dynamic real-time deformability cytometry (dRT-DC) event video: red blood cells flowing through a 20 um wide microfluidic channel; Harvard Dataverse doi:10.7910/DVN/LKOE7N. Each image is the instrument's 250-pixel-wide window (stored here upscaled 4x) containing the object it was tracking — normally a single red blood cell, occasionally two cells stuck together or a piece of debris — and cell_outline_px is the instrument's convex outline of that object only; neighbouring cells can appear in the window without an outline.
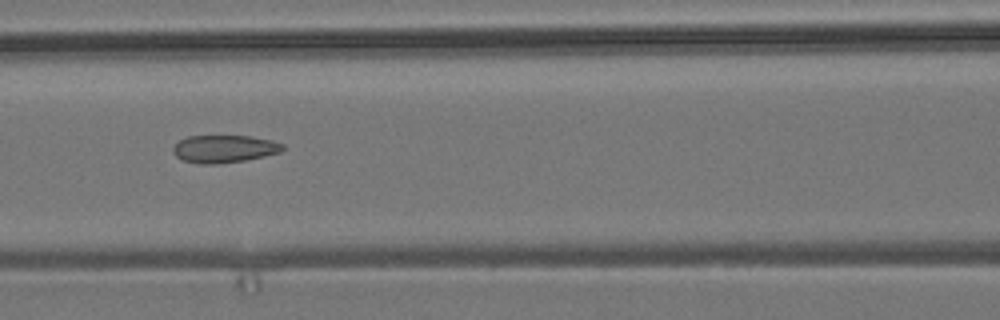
{"species": "common noctule bat (a hibernating species)", "species_latin": "Nyctalus noctula", "temperature_condition": "room temperature", "stored_images_in_passage": 9, "camera_frame_rate_fps": 3000, "um_per_image_px": 0.085, "animal": {"sex": "male", "body_mass_g": 19.2, "forearm_length_mm": 51.8}, "frame": {"image": 1, "passage_image": 7, "time_ms": 2.0, "image_size_px": [1000, 320], "cell_outline_px": [[284, 148], [280, 152], [264, 156], [244, 160], [216, 164], [200, 164], [184, 160], [176, 156], [172, 152], [172, 148], [180, 140], [188, 136], [252, 136], [272, 140], [284, 144]], "centroid_in_image_um": [19.06, 12.64], "position_along_channel_um": 147.5, "area_um2": 17.57}}
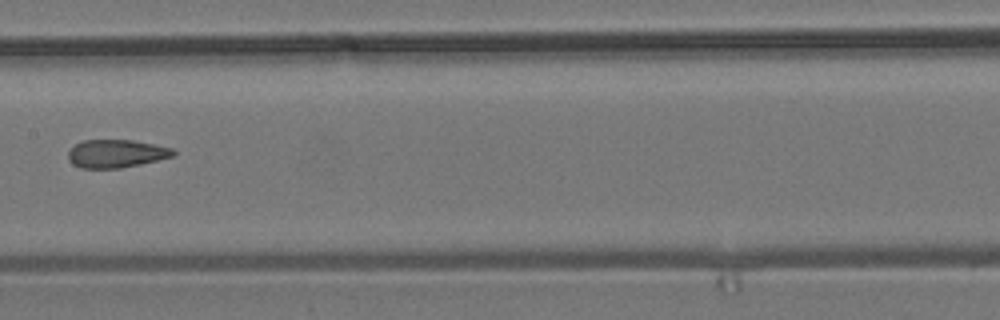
{"frame": {"image": 2, "passage_image": 8, "time_ms": 2.333, "image_size_px": [1000, 320], "cell_outline_px": [[176, 152], [172, 156], [140, 164], [120, 168], [80, 168], [72, 164], [68, 160], [68, 152], [76, 144], [84, 140], [132, 140], [172, 148]], "centroid_in_image_um": [9.84, 13.06], "position_along_channel_um": 197.6, "area_um2": 16.99}}
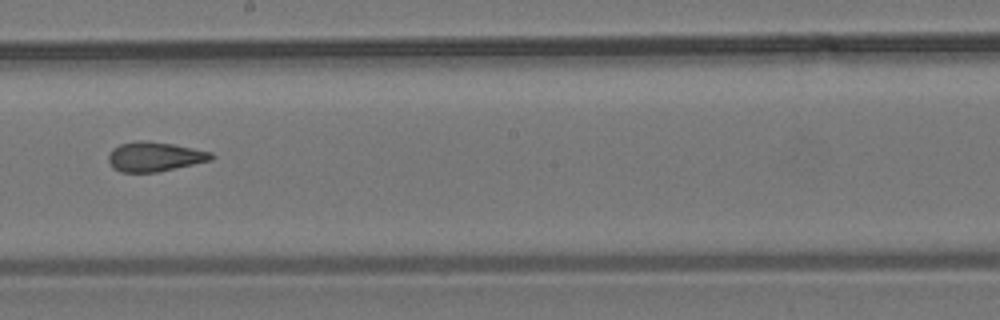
{"frame": {"image": 3, "passage_image": 9, "time_ms": 2.667, "image_size_px": [1000, 320], "cell_outline_px": [[216, 156], [212, 160], [156, 172], [120, 172], [112, 168], [108, 160], [108, 156], [112, 148], [120, 144], [136, 140], [144, 140], [172, 144], [212, 152]], "centroid_in_image_um": [13.12, 13.31], "position_along_channel_um": 235.1, "area_um2": 17.74}}